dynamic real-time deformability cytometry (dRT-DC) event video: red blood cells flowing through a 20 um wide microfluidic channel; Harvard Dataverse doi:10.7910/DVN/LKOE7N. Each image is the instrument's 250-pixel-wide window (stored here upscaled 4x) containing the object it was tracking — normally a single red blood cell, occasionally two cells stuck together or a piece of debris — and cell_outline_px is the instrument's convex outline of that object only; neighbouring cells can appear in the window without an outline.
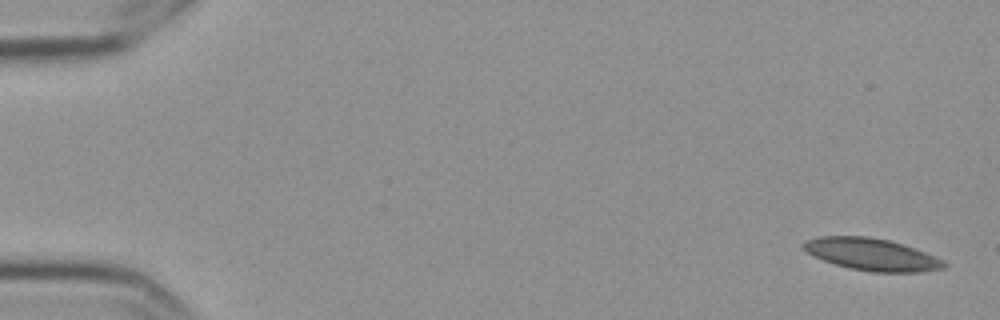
{"species": "Egyptian fruit bat (a non-hibernating species)", "species_latin": "Rousettus aegyptiacus", "temperature_condition": "cold", "stored_images_in_passage": 15, "camera_frame_rate_fps": 3000, "um_per_image_px": 0.085, "frame": {"image": 1, "passage_image": 1, "time_ms": 0.0, "image_size_px": [1000, 320], "cell_outline_px": [[948, 264], [944, 268], [916, 272], [872, 272], [852, 268], [836, 264], [824, 260], [808, 252], [804, 248], [804, 240], [820, 236], [868, 236], [888, 240], [904, 244], [916, 248], [936, 256], [944, 260]], "centroid_in_image_um": [74.16, 21.61], "position_along_channel_um": 10.8, "area_um2": 26.13}}
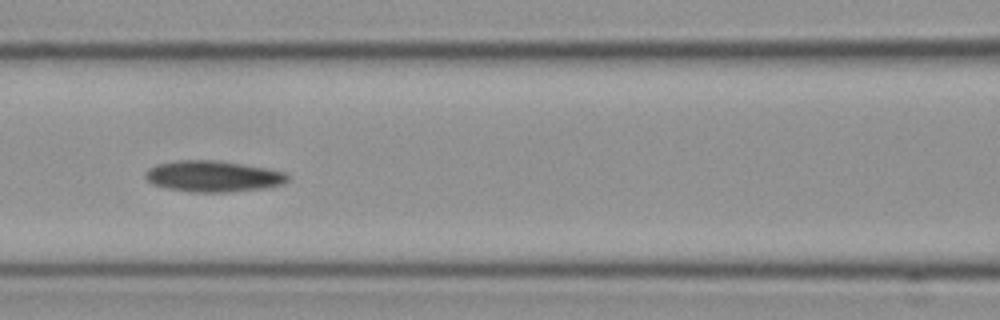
{"frame": {"image": 2, "passage_image": 7, "time_ms": 2.0, "image_size_px": [1000, 320], "cell_outline_px": [[292, 176], [284, 184], [264, 188], [228, 192], [192, 192], [168, 188], [152, 184], [144, 176], [144, 172], [148, 168], [156, 164], [176, 160], [216, 160], [268, 168], [288, 172]], "centroid_in_image_um": [18.15, 14.98], "position_along_channel_um": 148.5, "area_um2": 26.13}}
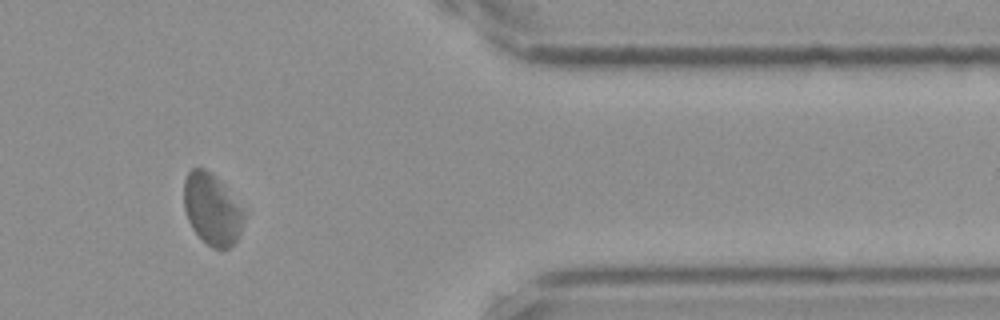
{"frame": {"image": 3, "passage_image": 13, "time_ms": 4.0, "image_size_px": [1000, 320], "cell_outline_px": [[244, 220], [240, 232], [236, 240], [228, 248], [212, 248], [192, 228], [188, 220], [184, 208], [184, 180], [188, 172], [192, 168], [204, 168], [224, 188], [244, 212]], "centroid_in_image_um": [17.98, 17.81], "position_along_channel_um": 393.4, "area_um2": 23.99}}